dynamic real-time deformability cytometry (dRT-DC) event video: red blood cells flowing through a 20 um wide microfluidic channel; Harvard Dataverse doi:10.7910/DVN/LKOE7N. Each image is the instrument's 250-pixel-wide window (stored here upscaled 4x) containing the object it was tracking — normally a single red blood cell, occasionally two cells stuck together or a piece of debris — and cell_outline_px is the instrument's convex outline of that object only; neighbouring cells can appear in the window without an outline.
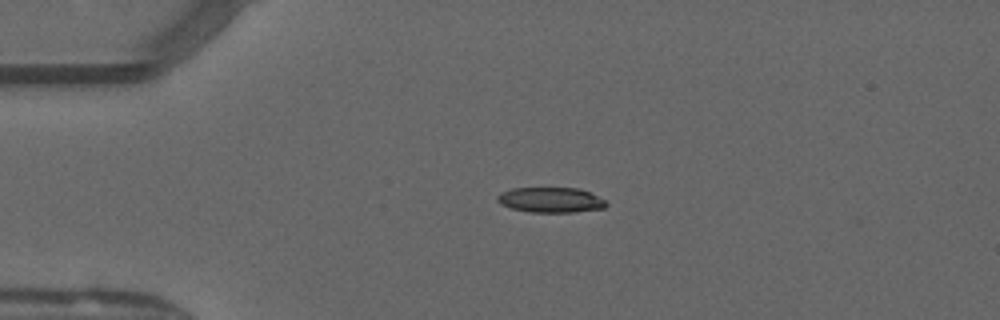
{"species": "common noctule bat (a hibernating species)", "species_latin": "Nyctalus noctula", "temperature_condition": "warm", "stored_images_in_passage": 40, "camera_frame_rate_fps": 3000, "um_per_image_px": 0.085, "animal": {"sex": "male", "forearm_length_mm": 52.5}, "frame": {"image": 1, "passage_image": 1, "time_ms": 0.0, "image_size_px": [1000, 320], "cell_outline_px": [[608, 204], [604, 208], [572, 212], [528, 212], [512, 208], [500, 204], [496, 200], [496, 196], [512, 188], [580, 188], [604, 200]], "centroid_in_image_um": [46.79, 17.0], "position_along_channel_um": 38.2, "area_um2": 15.84}}
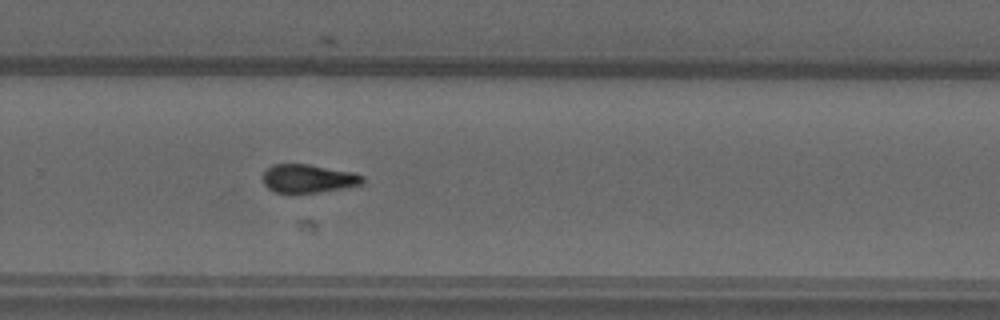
{"frame": {"image": 2, "passage_image": 23, "time_ms": 7.333, "image_size_px": [1000, 320], "cell_outline_px": [[364, 184], [344, 188], [316, 192], [276, 192], [268, 188], [264, 184], [264, 172], [272, 164], [308, 164], [352, 172], [364, 176]], "centroid_in_image_um": [26.23, 15.17], "position_along_channel_um": 303.6, "area_um2": 16.3}}
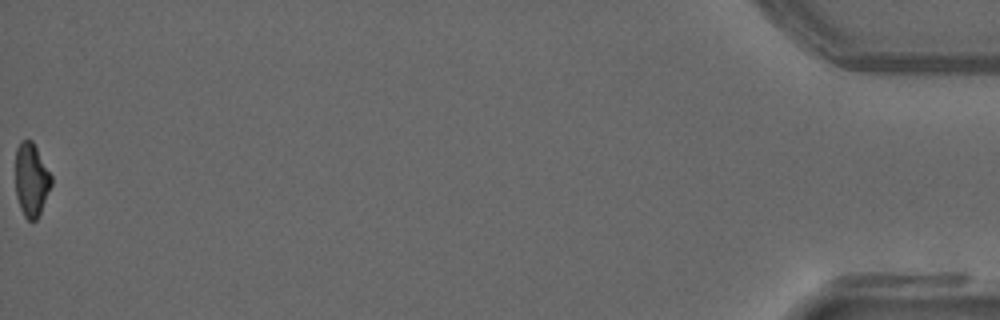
{"frame": {"image": 3, "passage_image": 40, "time_ms": 13.0, "image_size_px": [1000, 320], "cell_outline_px": [[52, 184], [40, 212], [36, 220], [28, 220], [24, 216], [20, 208], [16, 196], [16, 148], [20, 140], [32, 140], [52, 176]], "centroid_in_image_um": [2.66, 15.27], "position_along_channel_um": 432.5, "area_um2": 15.26}, "authors_computed_cell_mechanics": {"area_um2": 16.8487, "velocity_mm_per_s": 4.0952, "shape_relaxation_time_tau1_ms": 5.9351, "shape_relaxation_time_tau2_ms": 5.7383, "deformation_change_tau1": 0.2214, "deformation_change_tau2": 0.1522}}